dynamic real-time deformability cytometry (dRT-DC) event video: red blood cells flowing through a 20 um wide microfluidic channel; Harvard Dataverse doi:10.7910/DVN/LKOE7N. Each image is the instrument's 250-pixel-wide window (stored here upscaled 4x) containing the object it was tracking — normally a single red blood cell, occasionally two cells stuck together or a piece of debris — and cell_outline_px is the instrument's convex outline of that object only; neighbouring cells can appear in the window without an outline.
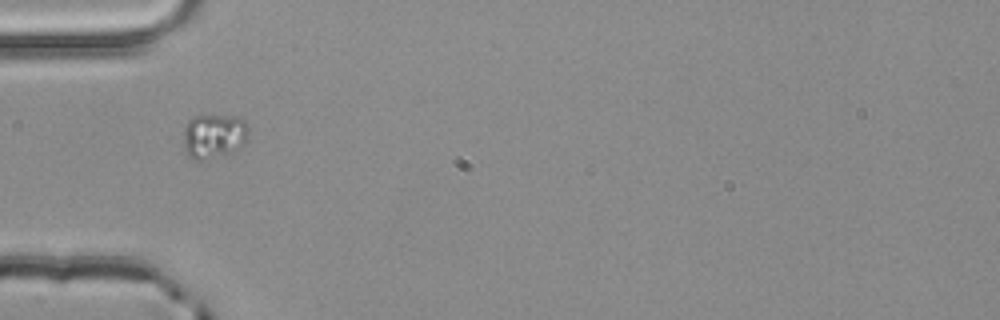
{"species": "common noctule bat (a hibernating species)", "species_latin": "Nyctalus noctula", "temperature_condition": "room temperature", "stored_images_in_passage": 1, "camera_frame_rate_fps": 3000, "um_per_image_px": 0.085, "animal": {"sex": "male", "body_mass_g": 20.4}, "frame": {"image": 1, "passage_image": 1, "time_ms": 0.0, "image_size_px": [1000, 320], "cell_outline_px": [[248, 140], [224, 156], [200, 160], [192, 160], [184, 152], [184, 128], [188, 120], [192, 116], [236, 116], [244, 120], [248, 124]], "centroid_in_image_um": [18.16, 11.57], "position_along_channel_um": 66.8, "area_um2": 17.11}}